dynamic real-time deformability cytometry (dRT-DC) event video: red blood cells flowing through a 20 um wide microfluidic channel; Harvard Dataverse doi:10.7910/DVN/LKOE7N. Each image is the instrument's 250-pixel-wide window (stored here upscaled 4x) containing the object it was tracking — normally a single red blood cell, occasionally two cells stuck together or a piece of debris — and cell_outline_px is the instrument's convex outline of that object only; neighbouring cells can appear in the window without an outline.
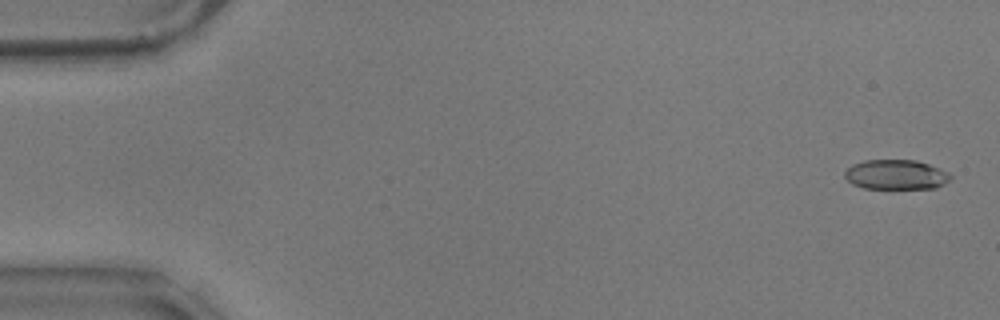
{"species": "common noctule bat (a hibernating species)", "species_latin": "Nyctalus noctula", "temperature_condition": "warm", "stored_images_in_passage": 12, "camera_frame_rate_fps": 3000, "um_per_image_px": 0.085, "animal": {"sex": "male", "body_mass_g": 17.9}, "frame": {"image": 1, "passage_image": 2, "time_ms": 0.333, "image_size_px": [1000, 320], "cell_outline_px": [[952, 180], [936, 188], [864, 188], [852, 184], [844, 176], [844, 172], [852, 164], [864, 160], [916, 160], [940, 168], [948, 172], [952, 176]], "centroid_in_image_um": [76.18, 14.84], "position_along_channel_um": 8.8, "area_um2": 18.44}}